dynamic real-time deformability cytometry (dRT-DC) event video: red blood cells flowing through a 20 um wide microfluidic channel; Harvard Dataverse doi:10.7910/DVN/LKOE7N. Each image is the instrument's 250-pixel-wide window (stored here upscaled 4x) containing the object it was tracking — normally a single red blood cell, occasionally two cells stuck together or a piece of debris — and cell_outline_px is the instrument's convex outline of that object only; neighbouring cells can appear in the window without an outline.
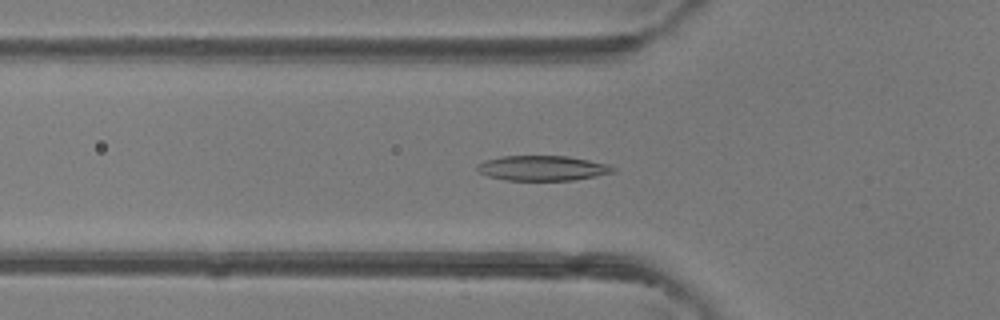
{"species": "common noctule bat (a hibernating species)", "species_latin": "Nyctalus noctula", "temperature_condition": "room temperature", "stored_images_in_passage": 46, "camera_frame_rate_fps": 3000, "um_per_image_px": 0.085, "animal": {"sex": "female"}, "frame": {"image": 1, "passage_image": 16, "time_ms": 5.0, "image_size_px": [1000, 320], "cell_outline_px": [[616, 172], [596, 176], [572, 180], [504, 180], [488, 176], [480, 172], [476, 168], [476, 164], [484, 160], [500, 156], [568, 156], [608, 164], [616, 168]], "centroid_in_image_um": [46.1, 14.29], "position_along_channel_um": 79.7, "area_um2": 19.88}}
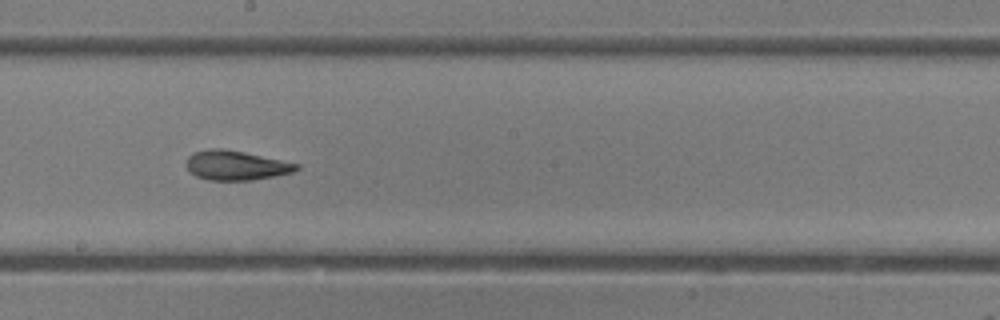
{"frame": {"image": 2, "passage_image": 26, "time_ms": 8.333, "image_size_px": [1000, 320], "cell_outline_px": [[300, 168], [292, 172], [252, 180], [208, 180], [196, 176], [188, 172], [188, 156], [192, 152], [208, 148], [220, 148], [244, 152], [300, 164]], "centroid_in_image_um": [20.03, 14.05], "position_along_channel_um": 228.2, "area_um2": 18.84}}
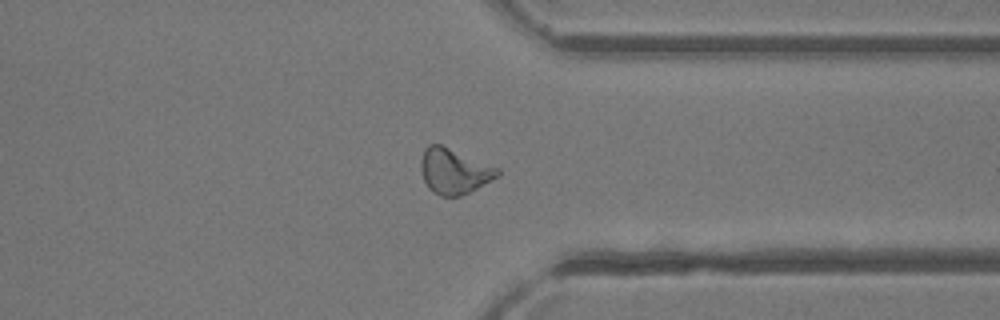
{"frame": {"image": 3, "passage_image": 36, "time_ms": 11.667, "image_size_px": [1000, 320], "cell_outline_px": [[500, 176], [460, 196], [440, 196], [432, 192], [428, 188], [424, 180], [420, 168], [420, 160], [424, 148], [428, 144], [440, 144], [500, 168]], "centroid_in_image_um": [38.58, 14.54], "position_along_channel_um": 372.8, "area_um2": 20.35}, "authors_computed_cell_mechanics": {"area_um2": 19.9121, "velocity_mm_per_s": 4.4284, "shape_relaxation_time_tau1_ms": 3.8235, "shape_relaxation_time_tau2_ms": 2.3981, "deformation_change_tau1": 0.1529, "deformation_change_tau2": 0.1092}}